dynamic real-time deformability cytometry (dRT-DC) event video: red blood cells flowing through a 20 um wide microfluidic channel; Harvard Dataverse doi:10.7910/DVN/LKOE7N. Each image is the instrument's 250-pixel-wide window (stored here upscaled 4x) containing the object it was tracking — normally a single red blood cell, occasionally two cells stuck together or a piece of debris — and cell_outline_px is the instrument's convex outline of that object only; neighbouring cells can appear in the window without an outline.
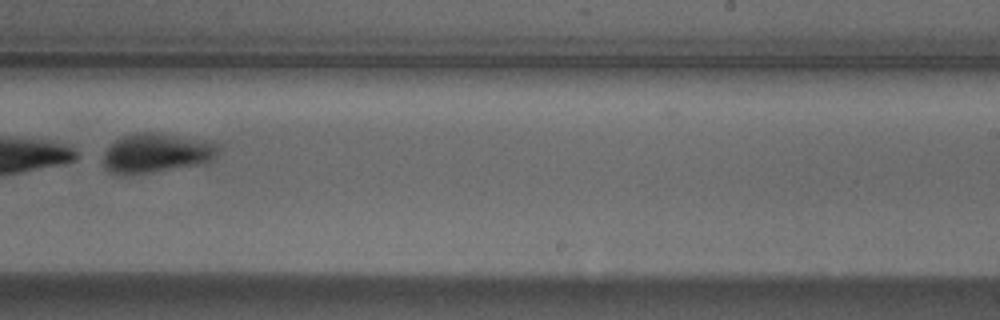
{"species": "Egyptian fruit bat (a non-hibernating species)", "species_latin": "Rousettus aegyptiacus", "temperature_condition": "cold", "stored_images_in_passage": 37, "camera_frame_rate_fps": 3000, "um_per_image_px": 0.085, "animal": {"sex": "male"}, "frame": {"image": 1, "passage_image": 17, "time_ms": 5.333, "image_size_px": [1000, 320], "cell_outline_px": [[220, 148], [216, 156], [212, 160], [204, 164], [152, 172], [108, 172], [104, 168], [100, 160], [104, 152], [116, 140], [124, 136], [140, 132], [156, 132], [204, 140], [220, 144]], "centroid_in_image_um": [13.33, 12.99], "position_along_channel_um": 275.7, "area_um2": 26.3}}